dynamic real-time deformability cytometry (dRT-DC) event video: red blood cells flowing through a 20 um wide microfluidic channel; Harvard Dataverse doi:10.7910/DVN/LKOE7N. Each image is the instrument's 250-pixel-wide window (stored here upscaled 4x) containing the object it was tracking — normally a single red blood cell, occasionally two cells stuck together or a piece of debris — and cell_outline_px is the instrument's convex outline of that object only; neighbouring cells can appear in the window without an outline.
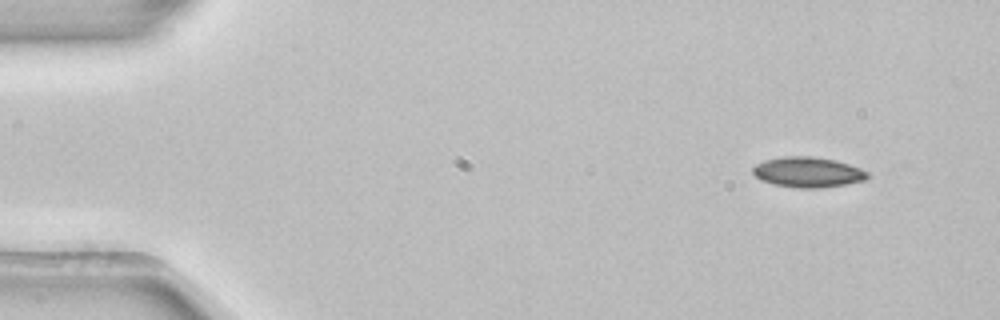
{"species": "common noctule bat (a hibernating species)", "species_latin": "Nyctalus noctula", "temperature_condition": "room temperature", "stored_images_in_passage": 4, "camera_frame_rate_fps": 3000, "um_per_image_px": 0.085, "animal": {"sex": "female", "body_mass_g": 22.7, "forearm_length_mm": 54.2}, "frame": {"image": 1, "passage_image": 1, "time_ms": 0.0, "image_size_px": [1000, 320], "cell_outline_px": [[872, 176], [864, 180], [848, 184], [820, 188], [800, 188], [776, 184], [760, 180], [752, 172], [752, 168], [756, 164], [764, 160], [784, 156], [812, 156], [836, 160], [860, 168], [868, 172]], "centroid_in_image_um": [68.69, 14.63], "position_along_channel_um": 16.3, "area_um2": 20.35}}
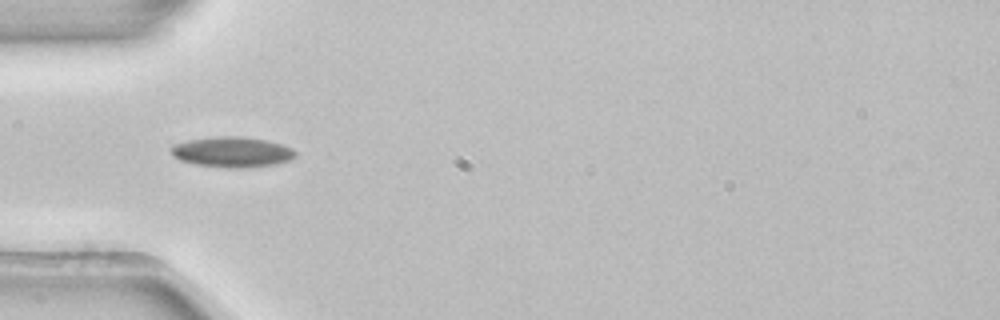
{"frame": {"image": 2, "passage_image": 4, "time_ms": 1.0, "image_size_px": [1000, 320], "cell_outline_px": [[296, 156], [292, 160], [272, 164], [240, 168], [228, 168], [196, 164], [180, 160], [172, 156], [168, 148], [172, 144], [188, 140], [216, 136], [240, 136], [264, 140], [284, 144], [292, 148], [296, 152]], "centroid_in_image_um": [19.7, 12.91], "position_along_channel_um": 65.3, "area_um2": 22.2}}